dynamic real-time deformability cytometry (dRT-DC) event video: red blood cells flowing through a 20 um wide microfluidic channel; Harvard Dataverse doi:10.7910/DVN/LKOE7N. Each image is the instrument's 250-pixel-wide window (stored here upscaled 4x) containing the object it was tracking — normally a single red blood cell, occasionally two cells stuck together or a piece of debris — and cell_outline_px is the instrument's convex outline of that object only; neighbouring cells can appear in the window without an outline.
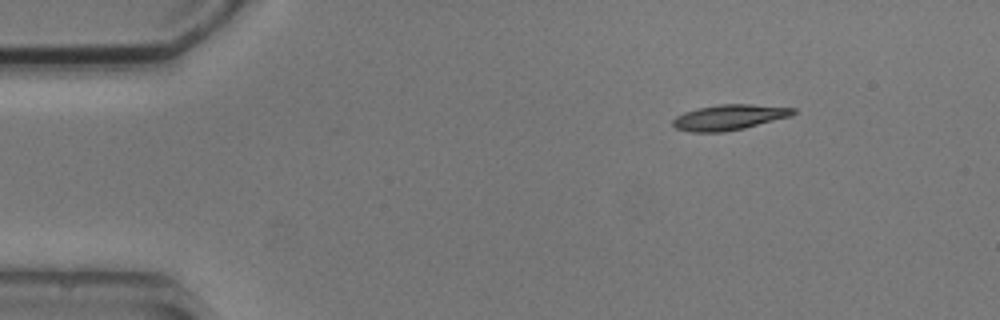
{"species": "common noctule bat (a hibernating species)", "species_latin": "Nyctalus noctula", "temperature_condition": "cold", "stored_images_in_passage": 3, "camera_frame_rate_fps": 3000, "um_per_image_px": 0.085, "animal": {"sex": "male", "body_mass_g": 20.5, "forearm_length_mm": 52.5}, "frame": {"image": 1, "passage_image": 1, "time_ms": 0.0, "image_size_px": [1000, 320], "cell_outline_px": [[796, 112], [792, 116], [744, 128], [724, 132], [692, 132], [676, 128], [672, 124], [672, 120], [676, 116], [684, 112], [696, 108], [720, 104], [752, 104], [796, 108]], "centroid_in_image_um": [61.99, 9.96], "position_along_channel_um": 23.0, "area_um2": 17.92}}